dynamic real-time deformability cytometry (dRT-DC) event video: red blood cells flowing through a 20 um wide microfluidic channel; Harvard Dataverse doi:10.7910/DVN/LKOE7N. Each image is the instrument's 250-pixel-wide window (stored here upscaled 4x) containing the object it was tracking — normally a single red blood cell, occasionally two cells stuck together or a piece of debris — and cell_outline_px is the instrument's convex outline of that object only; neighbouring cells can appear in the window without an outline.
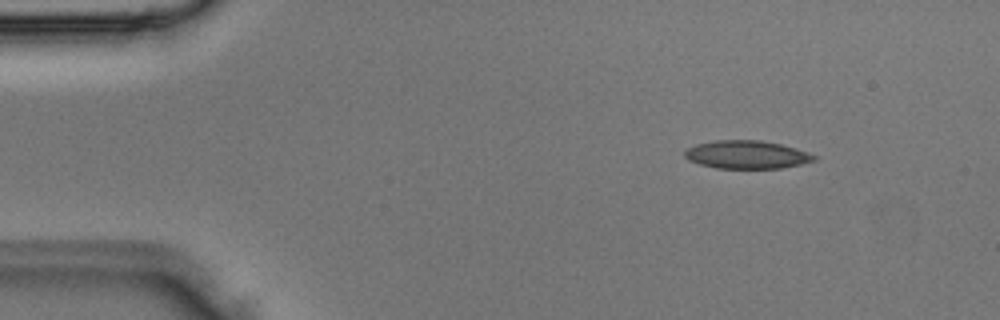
{"species": "Egyptian fruit bat (a non-hibernating species)", "species_latin": "Rousettus aegyptiacus", "temperature_condition": "room temperature", "stored_images_in_passage": 2, "camera_frame_rate_fps": 3000, "um_per_image_px": 0.085, "animal": {"sex": "male"}, "frame": {"image": 1, "passage_image": 1, "time_ms": 0.0, "image_size_px": [1000, 320], "cell_outline_px": [[816, 160], [800, 164], [780, 168], [716, 168], [700, 164], [688, 160], [684, 156], [684, 148], [696, 144], [716, 140], [760, 140], [780, 144], [796, 148], [808, 152], [816, 156]], "centroid_in_image_um": [63.43, 13.14], "position_along_channel_um": 21.6, "area_um2": 21.21}}
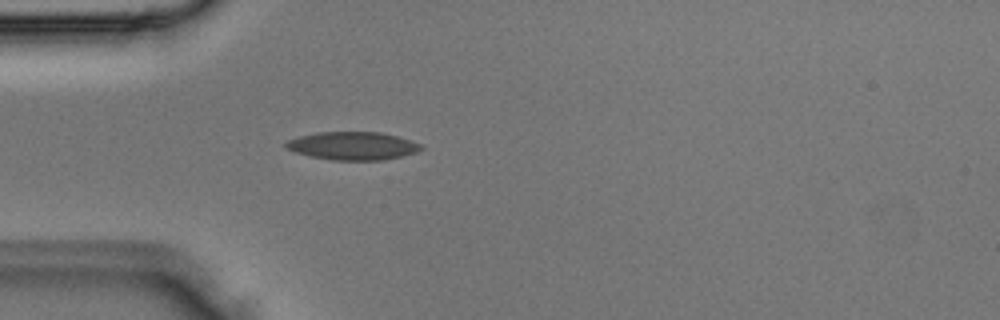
{"frame": {"image": 2, "passage_image": 2, "time_ms": 0.333, "image_size_px": [1000, 320], "cell_outline_px": [[424, 148], [416, 152], [384, 160], [332, 160], [312, 156], [296, 152], [288, 148], [284, 144], [288, 140], [300, 136], [316, 132], [380, 132], [400, 136], [424, 144]], "centroid_in_image_um": [30.06, 12.38], "position_along_channel_um": 54.9, "area_um2": 22.14}}